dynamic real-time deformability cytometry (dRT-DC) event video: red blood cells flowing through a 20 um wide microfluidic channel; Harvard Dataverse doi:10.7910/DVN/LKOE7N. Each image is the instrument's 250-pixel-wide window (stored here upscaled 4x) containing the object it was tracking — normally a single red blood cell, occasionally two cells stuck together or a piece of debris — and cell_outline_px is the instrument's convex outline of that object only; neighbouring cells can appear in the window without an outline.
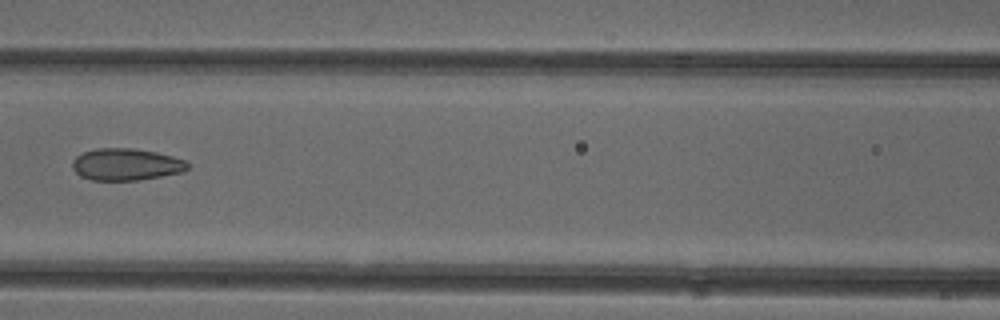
{"species": "common noctule bat (a hibernating species)", "species_latin": "Nyctalus noctula", "temperature_condition": "cold", "stored_images_in_passage": 5, "camera_frame_rate_fps": 3000, "um_per_image_px": 0.085, "animal": {"sex": "female"}, "frame": {"image": 1, "passage_image": 5, "time_ms": 1.333, "image_size_px": [1000, 320], "cell_outline_px": [[188, 168], [184, 172], [136, 180], [92, 180], [80, 176], [72, 168], [72, 160], [76, 156], [84, 152], [96, 148], [132, 148], [156, 152], [172, 156], [184, 160], [188, 164]], "centroid_in_image_um": [10.69, 13.97], "position_along_channel_um": 155.9, "area_um2": 21.39}}